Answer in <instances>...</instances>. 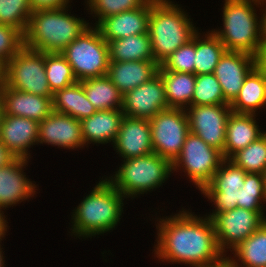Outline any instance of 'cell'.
Returning <instances> with one entry per match:
<instances>
[{"label":"cell","mask_w":266,"mask_h":267,"mask_svg":"<svg viewBox=\"0 0 266 267\" xmlns=\"http://www.w3.org/2000/svg\"><path fill=\"white\" fill-rule=\"evenodd\" d=\"M211 220L218 246L225 253V249H235L256 231L266 221V216L264 211H250L237 207L215 214Z\"/></svg>","instance_id":"cell-11"},{"label":"cell","mask_w":266,"mask_h":267,"mask_svg":"<svg viewBox=\"0 0 266 267\" xmlns=\"http://www.w3.org/2000/svg\"><path fill=\"white\" fill-rule=\"evenodd\" d=\"M61 54L72 67L77 81L107 75L109 46L96 27L86 29Z\"/></svg>","instance_id":"cell-7"},{"label":"cell","mask_w":266,"mask_h":267,"mask_svg":"<svg viewBox=\"0 0 266 267\" xmlns=\"http://www.w3.org/2000/svg\"><path fill=\"white\" fill-rule=\"evenodd\" d=\"M223 159L219 150L189 132L179 156L172 163V171L182 169L198 190L202 191L210 183Z\"/></svg>","instance_id":"cell-9"},{"label":"cell","mask_w":266,"mask_h":267,"mask_svg":"<svg viewBox=\"0 0 266 267\" xmlns=\"http://www.w3.org/2000/svg\"><path fill=\"white\" fill-rule=\"evenodd\" d=\"M27 163V159L14 158L0 168V210L27 200L36 194L37 186L27 179L22 171Z\"/></svg>","instance_id":"cell-21"},{"label":"cell","mask_w":266,"mask_h":267,"mask_svg":"<svg viewBox=\"0 0 266 267\" xmlns=\"http://www.w3.org/2000/svg\"><path fill=\"white\" fill-rule=\"evenodd\" d=\"M171 172L172 163L153 152L123 160L115 175L107 179L125 198H135L162 186Z\"/></svg>","instance_id":"cell-6"},{"label":"cell","mask_w":266,"mask_h":267,"mask_svg":"<svg viewBox=\"0 0 266 267\" xmlns=\"http://www.w3.org/2000/svg\"><path fill=\"white\" fill-rule=\"evenodd\" d=\"M255 67V57L244 52L226 51L214 70V76L220 83L224 99L231 104L240 89L245 77Z\"/></svg>","instance_id":"cell-15"},{"label":"cell","mask_w":266,"mask_h":267,"mask_svg":"<svg viewBox=\"0 0 266 267\" xmlns=\"http://www.w3.org/2000/svg\"><path fill=\"white\" fill-rule=\"evenodd\" d=\"M230 160L247 173L266 175V132L235 153Z\"/></svg>","instance_id":"cell-33"},{"label":"cell","mask_w":266,"mask_h":267,"mask_svg":"<svg viewBox=\"0 0 266 267\" xmlns=\"http://www.w3.org/2000/svg\"><path fill=\"white\" fill-rule=\"evenodd\" d=\"M211 267H231L229 261L226 259L222 263H219L217 265L211 266Z\"/></svg>","instance_id":"cell-45"},{"label":"cell","mask_w":266,"mask_h":267,"mask_svg":"<svg viewBox=\"0 0 266 267\" xmlns=\"http://www.w3.org/2000/svg\"><path fill=\"white\" fill-rule=\"evenodd\" d=\"M199 34H195L194 74H212L227 50L212 30L205 34L204 39Z\"/></svg>","instance_id":"cell-31"},{"label":"cell","mask_w":266,"mask_h":267,"mask_svg":"<svg viewBox=\"0 0 266 267\" xmlns=\"http://www.w3.org/2000/svg\"><path fill=\"white\" fill-rule=\"evenodd\" d=\"M24 46V36L15 28L0 24V69Z\"/></svg>","instance_id":"cell-39"},{"label":"cell","mask_w":266,"mask_h":267,"mask_svg":"<svg viewBox=\"0 0 266 267\" xmlns=\"http://www.w3.org/2000/svg\"><path fill=\"white\" fill-rule=\"evenodd\" d=\"M255 57V67L266 76V36H264Z\"/></svg>","instance_id":"cell-41"},{"label":"cell","mask_w":266,"mask_h":267,"mask_svg":"<svg viewBox=\"0 0 266 267\" xmlns=\"http://www.w3.org/2000/svg\"><path fill=\"white\" fill-rule=\"evenodd\" d=\"M38 135V121L21 116L2 115L0 141L14 158H23L29 161L28 148L38 144Z\"/></svg>","instance_id":"cell-16"},{"label":"cell","mask_w":266,"mask_h":267,"mask_svg":"<svg viewBox=\"0 0 266 267\" xmlns=\"http://www.w3.org/2000/svg\"><path fill=\"white\" fill-rule=\"evenodd\" d=\"M264 1V0H263ZM266 3V0H265ZM263 15H264V36H266V8L263 9Z\"/></svg>","instance_id":"cell-46"},{"label":"cell","mask_w":266,"mask_h":267,"mask_svg":"<svg viewBox=\"0 0 266 267\" xmlns=\"http://www.w3.org/2000/svg\"><path fill=\"white\" fill-rule=\"evenodd\" d=\"M3 115L21 116L38 122L53 112L52 97H43L16 90L0 80Z\"/></svg>","instance_id":"cell-20"},{"label":"cell","mask_w":266,"mask_h":267,"mask_svg":"<svg viewBox=\"0 0 266 267\" xmlns=\"http://www.w3.org/2000/svg\"><path fill=\"white\" fill-rule=\"evenodd\" d=\"M32 11L66 7L69 0H29Z\"/></svg>","instance_id":"cell-40"},{"label":"cell","mask_w":266,"mask_h":267,"mask_svg":"<svg viewBox=\"0 0 266 267\" xmlns=\"http://www.w3.org/2000/svg\"><path fill=\"white\" fill-rule=\"evenodd\" d=\"M53 111L72 116L79 121L90 117L97 110L88 101L81 81L56 91L52 97Z\"/></svg>","instance_id":"cell-26"},{"label":"cell","mask_w":266,"mask_h":267,"mask_svg":"<svg viewBox=\"0 0 266 267\" xmlns=\"http://www.w3.org/2000/svg\"><path fill=\"white\" fill-rule=\"evenodd\" d=\"M113 147L124 160L153 153L149 120L124 116Z\"/></svg>","instance_id":"cell-19"},{"label":"cell","mask_w":266,"mask_h":267,"mask_svg":"<svg viewBox=\"0 0 266 267\" xmlns=\"http://www.w3.org/2000/svg\"><path fill=\"white\" fill-rule=\"evenodd\" d=\"M185 110L189 131L223 155L230 104L189 106Z\"/></svg>","instance_id":"cell-12"},{"label":"cell","mask_w":266,"mask_h":267,"mask_svg":"<svg viewBox=\"0 0 266 267\" xmlns=\"http://www.w3.org/2000/svg\"><path fill=\"white\" fill-rule=\"evenodd\" d=\"M170 0H151L148 34L154 60L159 65L198 32L179 5Z\"/></svg>","instance_id":"cell-4"},{"label":"cell","mask_w":266,"mask_h":267,"mask_svg":"<svg viewBox=\"0 0 266 267\" xmlns=\"http://www.w3.org/2000/svg\"><path fill=\"white\" fill-rule=\"evenodd\" d=\"M261 4H264L263 0H225L223 29L212 32L227 51L256 55L264 39V15L258 21L253 6Z\"/></svg>","instance_id":"cell-5"},{"label":"cell","mask_w":266,"mask_h":267,"mask_svg":"<svg viewBox=\"0 0 266 267\" xmlns=\"http://www.w3.org/2000/svg\"><path fill=\"white\" fill-rule=\"evenodd\" d=\"M67 8L33 11L24 34V46L43 53H61L90 27L83 18L68 14Z\"/></svg>","instance_id":"cell-3"},{"label":"cell","mask_w":266,"mask_h":267,"mask_svg":"<svg viewBox=\"0 0 266 267\" xmlns=\"http://www.w3.org/2000/svg\"><path fill=\"white\" fill-rule=\"evenodd\" d=\"M228 104L214 74L196 75L192 106Z\"/></svg>","instance_id":"cell-36"},{"label":"cell","mask_w":266,"mask_h":267,"mask_svg":"<svg viewBox=\"0 0 266 267\" xmlns=\"http://www.w3.org/2000/svg\"><path fill=\"white\" fill-rule=\"evenodd\" d=\"M32 12L29 0H0V24L17 29L23 36Z\"/></svg>","instance_id":"cell-35"},{"label":"cell","mask_w":266,"mask_h":267,"mask_svg":"<svg viewBox=\"0 0 266 267\" xmlns=\"http://www.w3.org/2000/svg\"><path fill=\"white\" fill-rule=\"evenodd\" d=\"M195 65V36L188 43L179 47L161 64L163 71H175L182 73H193Z\"/></svg>","instance_id":"cell-37"},{"label":"cell","mask_w":266,"mask_h":267,"mask_svg":"<svg viewBox=\"0 0 266 267\" xmlns=\"http://www.w3.org/2000/svg\"><path fill=\"white\" fill-rule=\"evenodd\" d=\"M124 117L121 109L97 110L80 121L84 145L90 142L107 144L115 141Z\"/></svg>","instance_id":"cell-23"},{"label":"cell","mask_w":266,"mask_h":267,"mask_svg":"<svg viewBox=\"0 0 266 267\" xmlns=\"http://www.w3.org/2000/svg\"><path fill=\"white\" fill-rule=\"evenodd\" d=\"M45 71L53 94L77 82L72 67L61 53H45Z\"/></svg>","instance_id":"cell-34"},{"label":"cell","mask_w":266,"mask_h":267,"mask_svg":"<svg viewBox=\"0 0 266 267\" xmlns=\"http://www.w3.org/2000/svg\"><path fill=\"white\" fill-rule=\"evenodd\" d=\"M148 0H87V7L91 14H96L98 21L96 25L104 18L119 14L123 11L133 10L143 6Z\"/></svg>","instance_id":"cell-38"},{"label":"cell","mask_w":266,"mask_h":267,"mask_svg":"<svg viewBox=\"0 0 266 267\" xmlns=\"http://www.w3.org/2000/svg\"><path fill=\"white\" fill-rule=\"evenodd\" d=\"M158 73L164 83L169 108L185 109V107L192 106V96L196 82L195 74L163 71L160 67Z\"/></svg>","instance_id":"cell-27"},{"label":"cell","mask_w":266,"mask_h":267,"mask_svg":"<svg viewBox=\"0 0 266 267\" xmlns=\"http://www.w3.org/2000/svg\"><path fill=\"white\" fill-rule=\"evenodd\" d=\"M108 46L110 61H155L148 33L116 39Z\"/></svg>","instance_id":"cell-29"},{"label":"cell","mask_w":266,"mask_h":267,"mask_svg":"<svg viewBox=\"0 0 266 267\" xmlns=\"http://www.w3.org/2000/svg\"><path fill=\"white\" fill-rule=\"evenodd\" d=\"M266 106V76L256 67L245 77L242 88L230 104L234 113L255 114Z\"/></svg>","instance_id":"cell-25"},{"label":"cell","mask_w":266,"mask_h":267,"mask_svg":"<svg viewBox=\"0 0 266 267\" xmlns=\"http://www.w3.org/2000/svg\"><path fill=\"white\" fill-rule=\"evenodd\" d=\"M39 143L73 150L83 147L80 121L72 116L53 111L39 122Z\"/></svg>","instance_id":"cell-17"},{"label":"cell","mask_w":266,"mask_h":267,"mask_svg":"<svg viewBox=\"0 0 266 267\" xmlns=\"http://www.w3.org/2000/svg\"><path fill=\"white\" fill-rule=\"evenodd\" d=\"M159 67L155 61H110L107 76L124 95L150 81L158 74Z\"/></svg>","instance_id":"cell-22"},{"label":"cell","mask_w":266,"mask_h":267,"mask_svg":"<svg viewBox=\"0 0 266 267\" xmlns=\"http://www.w3.org/2000/svg\"><path fill=\"white\" fill-rule=\"evenodd\" d=\"M1 241H2V239H0V243H1ZM2 249L3 248H1V244H0V267H5V260H3L4 259V256H3V254H2Z\"/></svg>","instance_id":"cell-44"},{"label":"cell","mask_w":266,"mask_h":267,"mask_svg":"<svg viewBox=\"0 0 266 267\" xmlns=\"http://www.w3.org/2000/svg\"><path fill=\"white\" fill-rule=\"evenodd\" d=\"M266 202V175L246 173L243 187L239 189L238 208L250 211H263Z\"/></svg>","instance_id":"cell-32"},{"label":"cell","mask_w":266,"mask_h":267,"mask_svg":"<svg viewBox=\"0 0 266 267\" xmlns=\"http://www.w3.org/2000/svg\"><path fill=\"white\" fill-rule=\"evenodd\" d=\"M14 159L13 155L8 151L7 147L0 141V168Z\"/></svg>","instance_id":"cell-42"},{"label":"cell","mask_w":266,"mask_h":267,"mask_svg":"<svg viewBox=\"0 0 266 267\" xmlns=\"http://www.w3.org/2000/svg\"><path fill=\"white\" fill-rule=\"evenodd\" d=\"M246 173L230 159L224 158L210 183L201 191L215 205L207 217L238 207L239 189L243 187Z\"/></svg>","instance_id":"cell-13"},{"label":"cell","mask_w":266,"mask_h":267,"mask_svg":"<svg viewBox=\"0 0 266 267\" xmlns=\"http://www.w3.org/2000/svg\"><path fill=\"white\" fill-rule=\"evenodd\" d=\"M149 122L154 153L173 163L190 132L186 110L169 108L157 113Z\"/></svg>","instance_id":"cell-10"},{"label":"cell","mask_w":266,"mask_h":267,"mask_svg":"<svg viewBox=\"0 0 266 267\" xmlns=\"http://www.w3.org/2000/svg\"><path fill=\"white\" fill-rule=\"evenodd\" d=\"M88 101L96 110L121 109L123 94L107 75L81 81Z\"/></svg>","instance_id":"cell-30"},{"label":"cell","mask_w":266,"mask_h":267,"mask_svg":"<svg viewBox=\"0 0 266 267\" xmlns=\"http://www.w3.org/2000/svg\"><path fill=\"white\" fill-rule=\"evenodd\" d=\"M255 116L231 112L227 120L223 158L230 159L265 133L258 128Z\"/></svg>","instance_id":"cell-24"},{"label":"cell","mask_w":266,"mask_h":267,"mask_svg":"<svg viewBox=\"0 0 266 267\" xmlns=\"http://www.w3.org/2000/svg\"><path fill=\"white\" fill-rule=\"evenodd\" d=\"M123 198L107 178L100 180L73 210L71 232L80 239L113 230L121 219Z\"/></svg>","instance_id":"cell-2"},{"label":"cell","mask_w":266,"mask_h":267,"mask_svg":"<svg viewBox=\"0 0 266 267\" xmlns=\"http://www.w3.org/2000/svg\"><path fill=\"white\" fill-rule=\"evenodd\" d=\"M233 251V257H227L231 267H266V221ZM237 261V262H236ZM239 265V266H238Z\"/></svg>","instance_id":"cell-28"},{"label":"cell","mask_w":266,"mask_h":267,"mask_svg":"<svg viewBox=\"0 0 266 267\" xmlns=\"http://www.w3.org/2000/svg\"><path fill=\"white\" fill-rule=\"evenodd\" d=\"M4 211L0 210V239L4 238V236L6 235V231H7V224L8 222L7 219L5 220V216L3 215Z\"/></svg>","instance_id":"cell-43"},{"label":"cell","mask_w":266,"mask_h":267,"mask_svg":"<svg viewBox=\"0 0 266 267\" xmlns=\"http://www.w3.org/2000/svg\"><path fill=\"white\" fill-rule=\"evenodd\" d=\"M2 115H3V102H2L1 95H0V121H1Z\"/></svg>","instance_id":"cell-47"},{"label":"cell","mask_w":266,"mask_h":267,"mask_svg":"<svg viewBox=\"0 0 266 267\" xmlns=\"http://www.w3.org/2000/svg\"><path fill=\"white\" fill-rule=\"evenodd\" d=\"M156 257L168 263L189 264L192 267H211L227 259L218 246L213 222L192 212L179 211L161 219L157 225Z\"/></svg>","instance_id":"cell-1"},{"label":"cell","mask_w":266,"mask_h":267,"mask_svg":"<svg viewBox=\"0 0 266 267\" xmlns=\"http://www.w3.org/2000/svg\"><path fill=\"white\" fill-rule=\"evenodd\" d=\"M151 0L133 10L123 11L102 19L95 27L109 43L130 35L148 33Z\"/></svg>","instance_id":"cell-18"},{"label":"cell","mask_w":266,"mask_h":267,"mask_svg":"<svg viewBox=\"0 0 266 267\" xmlns=\"http://www.w3.org/2000/svg\"><path fill=\"white\" fill-rule=\"evenodd\" d=\"M166 109L169 107L164 83L159 73L150 81L123 95L121 110L127 117L150 120L157 113Z\"/></svg>","instance_id":"cell-14"},{"label":"cell","mask_w":266,"mask_h":267,"mask_svg":"<svg viewBox=\"0 0 266 267\" xmlns=\"http://www.w3.org/2000/svg\"><path fill=\"white\" fill-rule=\"evenodd\" d=\"M1 81L22 92L53 97L45 71V53L25 46L1 68Z\"/></svg>","instance_id":"cell-8"}]
</instances>
